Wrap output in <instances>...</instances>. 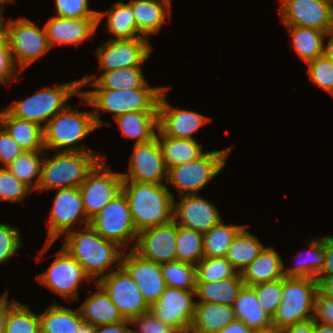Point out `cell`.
<instances>
[{
	"instance_id": "obj_38",
	"label": "cell",
	"mask_w": 333,
	"mask_h": 333,
	"mask_svg": "<svg viewBox=\"0 0 333 333\" xmlns=\"http://www.w3.org/2000/svg\"><path fill=\"white\" fill-rule=\"evenodd\" d=\"M306 245L309 249L306 252L307 255L305 258H302V260L299 259L291 268H286L285 264H283L284 277L312 278L317 280L324 264V237L315 238V240L312 238L309 242L307 241ZM302 253L299 255H302Z\"/></svg>"
},
{
	"instance_id": "obj_13",
	"label": "cell",
	"mask_w": 333,
	"mask_h": 333,
	"mask_svg": "<svg viewBox=\"0 0 333 333\" xmlns=\"http://www.w3.org/2000/svg\"><path fill=\"white\" fill-rule=\"evenodd\" d=\"M55 254L57 256L48 269L36 276V280L66 301L79 299L80 285L84 280L92 283L91 279L66 249L62 247Z\"/></svg>"
},
{
	"instance_id": "obj_22",
	"label": "cell",
	"mask_w": 333,
	"mask_h": 333,
	"mask_svg": "<svg viewBox=\"0 0 333 333\" xmlns=\"http://www.w3.org/2000/svg\"><path fill=\"white\" fill-rule=\"evenodd\" d=\"M121 266L129 273L150 307L167 288L161 264L145 260L133 250L123 252Z\"/></svg>"
},
{
	"instance_id": "obj_19",
	"label": "cell",
	"mask_w": 333,
	"mask_h": 333,
	"mask_svg": "<svg viewBox=\"0 0 333 333\" xmlns=\"http://www.w3.org/2000/svg\"><path fill=\"white\" fill-rule=\"evenodd\" d=\"M278 12L284 26H301L328 32L333 4L326 0H280Z\"/></svg>"
},
{
	"instance_id": "obj_54",
	"label": "cell",
	"mask_w": 333,
	"mask_h": 333,
	"mask_svg": "<svg viewBox=\"0 0 333 333\" xmlns=\"http://www.w3.org/2000/svg\"><path fill=\"white\" fill-rule=\"evenodd\" d=\"M319 274H333V235L324 236V264Z\"/></svg>"
},
{
	"instance_id": "obj_45",
	"label": "cell",
	"mask_w": 333,
	"mask_h": 333,
	"mask_svg": "<svg viewBox=\"0 0 333 333\" xmlns=\"http://www.w3.org/2000/svg\"><path fill=\"white\" fill-rule=\"evenodd\" d=\"M31 192L34 191L19 181L7 167H0V201L21 203Z\"/></svg>"
},
{
	"instance_id": "obj_60",
	"label": "cell",
	"mask_w": 333,
	"mask_h": 333,
	"mask_svg": "<svg viewBox=\"0 0 333 333\" xmlns=\"http://www.w3.org/2000/svg\"><path fill=\"white\" fill-rule=\"evenodd\" d=\"M313 333H333V326L320 324L314 321Z\"/></svg>"
},
{
	"instance_id": "obj_10",
	"label": "cell",
	"mask_w": 333,
	"mask_h": 333,
	"mask_svg": "<svg viewBox=\"0 0 333 333\" xmlns=\"http://www.w3.org/2000/svg\"><path fill=\"white\" fill-rule=\"evenodd\" d=\"M53 206L50 209L48 234L44 247L39 252V261L50 246L67 232L76 229V224L84 226L90 224V219L85 214L82 195L79 188H63L56 190Z\"/></svg>"
},
{
	"instance_id": "obj_65",
	"label": "cell",
	"mask_w": 333,
	"mask_h": 333,
	"mask_svg": "<svg viewBox=\"0 0 333 333\" xmlns=\"http://www.w3.org/2000/svg\"><path fill=\"white\" fill-rule=\"evenodd\" d=\"M15 0H0V16H2V13H3V9H2V5L3 4H9V3H14Z\"/></svg>"
},
{
	"instance_id": "obj_25",
	"label": "cell",
	"mask_w": 333,
	"mask_h": 333,
	"mask_svg": "<svg viewBox=\"0 0 333 333\" xmlns=\"http://www.w3.org/2000/svg\"><path fill=\"white\" fill-rule=\"evenodd\" d=\"M172 0H130L138 32L145 38L158 34L167 16L171 18Z\"/></svg>"
},
{
	"instance_id": "obj_52",
	"label": "cell",
	"mask_w": 333,
	"mask_h": 333,
	"mask_svg": "<svg viewBox=\"0 0 333 333\" xmlns=\"http://www.w3.org/2000/svg\"><path fill=\"white\" fill-rule=\"evenodd\" d=\"M24 150L0 125V162L2 167L9 166Z\"/></svg>"
},
{
	"instance_id": "obj_8",
	"label": "cell",
	"mask_w": 333,
	"mask_h": 333,
	"mask_svg": "<svg viewBox=\"0 0 333 333\" xmlns=\"http://www.w3.org/2000/svg\"><path fill=\"white\" fill-rule=\"evenodd\" d=\"M318 281L312 278H282V302L271 318L272 327L284 329L313 319Z\"/></svg>"
},
{
	"instance_id": "obj_41",
	"label": "cell",
	"mask_w": 333,
	"mask_h": 333,
	"mask_svg": "<svg viewBox=\"0 0 333 333\" xmlns=\"http://www.w3.org/2000/svg\"><path fill=\"white\" fill-rule=\"evenodd\" d=\"M203 257V234L178 225L176 260L196 265Z\"/></svg>"
},
{
	"instance_id": "obj_35",
	"label": "cell",
	"mask_w": 333,
	"mask_h": 333,
	"mask_svg": "<svg viewBox=\"0 0 333 333\" xmlns=\"http://www.w3.org/2000/svg\"><path fill=\"white\" fill-rule=\"evenodd\" d=\"M243 286L244 282L240 273L236 277L217 282H197L195 297L200 300L196 302L233 306Z\"/></svg>"
},
{
	"instance_id": "obj_15",
	"label": "cell",
	"mask_w": 333,
	"mask_h": 333,
	"mask_svg": "<svg viewBox=\"0 0 333 333\" xmlns=\"http://www.w3.org/2000/svg\"><path fill=\"white\" fill-rule=\"evenodd\" d=\"M97 284L109 295L124 319L129 320L149 312L140 289L122 266L101 278Z\"/></svg>"
},
{
	"instance_id": "obj_36",
	"label": "cell",
	"mask_w": 333,
	"mask_h": 333,
	"mask_svg": "<svg viewBox=\"0 0 333 333\" xmlns=\"http://www.w3.org/2000/svg\"><path fill=\"white\" fill-rule=\"evenodd\" d=\"M292 38V46L303 62L315 60L324 55V44L327 33L314 28L285 26Z\"/></svg>"
},
{
	"instance_id": "obj_66",
	"label": "cell",
	"mask_w": 333,
	"mask_h": 333,
	"mask_svg": "<svg viewBox=\"0 0 333 333\" xmlns=\"http://www.w3.org/2000/svg\"><path fill=\"white\" fill-rule=\"evenodd\" d=\"M3 31V26H2V23H1V20H0V33Z\"/></svg>"
},
{
	"instance_id": "obj_9",
	"label": "cell",
	"mask_w": 333,
	"mask_h": 333,
	"mask_svg": "<svg viewBox=\"0 0 333 333\" xmlns=\"http://www.w3.org/2000/svg\"><path fill=\"white\" fill-rule=\"evenodd\" d=\"M0 20L14 64L16 67L20 66V71L51 50L45 28L41 29L31 19H8L6 24L2 15Z\"/></svg>"
},
{
	"instance_id": "obj_48",
	"label": "cell",
	"mask_w": 333,
	"mask_h": 333,
	"mask_svg": "<svg viewBox=\"0 0 333 333\" xmlns=\"http://www.w3.org/2000/svg\"><path fill=\"white\" fill-rule=\"evenodd\" d=\"M20 231L13 225L0 223V264H6L24 246Z\"/></svg>"
},
{
	"instance_id": "obj_61",
	"label": "cell",
	"mask_w": 333,
	"mask_h": 333,
	"mask_svg": "<svg viewBox=\"0 0 333 333\" xmlns=\"http://www.w3.org/2000/svg\"><path fill=\"white\" fill-rule=\"evenodd\" d=\"M326 39H328L327 44H324L326 46H324V55L331 59L333 61V39L332 38H328V35L326 36Z\"/></svg>"
},
{
	"instance_id": "obj_12",
	"label": "cell",
	"mask_w": 333,
	"mask_h": 333,
	"mask_svg": "<svg viewBox=\"0 0 333 333\" xmlns=\"http://www.w3.org/2000/svg\"><path fill=\"white\" fill-rule=\"evenodd\" d=\"M105 161V157L102 158L79 187L85 214L89 219L122 192L121 172H113Z\"/></svg>"
},
{
	"instance_id": "obj_56",
	"label": "cell",
	"mask_w": 333,
	"mask_h": 333,
	"mask_svg": "<svg viewBox=\"0 0 333 333\" xmlns=\"http://www.w3.org/2000/svg\"><path fill=\"white\" fill-rule=\"evenodd\" d=\"M318 291L325 297L333 298V274H319Z\"/></svg>"
},
{
	"instance_id": "obj_1",
	"label": "cell",
	"mask_w": 333,
	"mask_h": 333,
	"mask_svg": "<svg viewBox=\"0 0 333 333\" xmlns=\"http://www.w3.org/2000/svg\"><path fill=\"white\" fill-rule=\"evenodd\" d=\"M64 237L62 247L81 265L91 281L97 283L121 266L124 250L115 242L105 240L90 224L71 230Z\"/></svg>"
},
{
	"instance_id": "obj_29",
	"label": "cell",
	"mask_w": 333,
	"mask_h": 333,
	"mask_svg": "<svg viewBox=\"0 0 333 333\" xmlns=\"http://www.w3.org/2000/svg\"><path fill=\"white\" fill-rule=\"evenodd\" d=\"M0 125L24 151L45 150L43 127L39 124L14 118L4 109L0 110Z\"/></svg>"
},
{
	"instance_id": "obj_64",
	"label": "cell",
	"mask_w": 333,
	"mask_h": 333,
	"mask_svg": "<svg viewBox=\"0 0 333 333\" xmlns=\"http://www.w3.org/2000/svg\"><path fill=\"white\" fill-rule=\"evenodd\" d=\"M327 35H328V37L333 39V13H332V16H331L330 27H329V30L327 32Z\"/></svg>"
},
{
	"instance_id": "obj_6",
	"label": "cell",
	"mask_w": 333,
	"mask_h": 333,
	"mask_svg": "<svg viewBox=\"0 0 333 333\" xmlns=\"http://www.w3.org/2000/svg\"><path fill=\"white\" fill-rule=\"evenodd\" d=\"M81 94V79L54 87H44L25 99L14 100L5 110L14 118L31 121L44 127L57 113L64 110L67 101Z\"/></svg>"
},
{
	"instance_id": "obj_34",
	"label": "cell",
	"mask_w": 333,
	"mask_h": 333,
	"mask_svg": "<svg viewBox=\"0 0 333 333\" xmlns=\"http://www.w3.org/2000/svg\"><path fill=\"white\" fill-rule=\"evenodd\" d=\"M83 322L79 308H67L54 300L39 315L40 333H75Z\"/></svg>"
},
{
	"instance_id": "obj_49",
	"label": "cell",
	"mask_w": 333,
	"mask_h": 333,
	"mask_svg": "<svg viewBox=\"0 0 333 333\" xmlns=\"http://www.w3.org/2000/svg\"><path fill=\"white\" fill-rule=\"evenodd\" d=\"M55 16L65 18H97V12L90 9L89 0H54Z\"/></svg>"
},
{
	"instance_id": "obj_4",
	"label": "cell",
	"mask_w": 333,
	"mask_h": 333,
	"mask_svg": "<svg viewBox=\"0 0 333 333\" xmlns=\"http://www.w3.org/2000/svg\"><path fill=\"white\" fill-rule=\"evenodd\" d=\"M46 150L37 191L79 188L88 173L104 157L99 152L57 151L47 158Z\"/></svg>"
},
{
	"instance_id": "obj_32",
	"label": "cell",
	"mask_w": 333,
	"mask_h": 333,
	"mask_svg": "<svg viewBox=\"0 0 333 333\" xmlns=\"http://www.w3.org/2000/svg\"><path fill=\"white\" fill-rule=\"evenodd\" d=\"M233 310L236 319L243 321L252 331L272 327L271 317L261 308L255 290L250 286L242 287L233 303Z\"/></svg>"
},
{
	"instance_id": "obj_23",
	"label": "cell",
	"mask_w": 333,
	"mask_h": 333,
	"mask_svg": "<svg viewBox=\"0 0 333 333\" xmlns=\"http://www.w3.org/2000/svg\"><path fill=\"white\" fill-rule=\"evenodd\" d=\"M97 27L98 18H65L60 16H52L44 25L51 49L55 45L78 47L94 36Z\"/></svg>"
},
{
	"instance_id": "obj_21",
	"label": "cell",
	"mask_w": 333,
	"mask_h": 333,
	"mask_svg": "<svg viewBox=\"0 0 333 333\" xmlns=\"http://www.w3.org/2000/svg\"><path fill=\"white\" fill-rule=\"evenodd\" d=\"M177 218L180 220L177 221ZM173 219L177 225L204 234L217 225L222 217L213 202L193 194L180 196L177 202L173 199Z\"/></svg>"
},
{
	"instance_id": "obj_50",
	"label": "cell",
	"mask_w": 333,
	"mask_h": 333,
	"mask_svg": "<svg viewBox=\"0 0 333 333\" xmlns=\"http://www.w3.org/2000/svg\"><path fill=\"white\" fill-rule=\"evenodd\" d=\"M14 64L9 48L7 35L4 31L0 33V85H9L11 81H17L19 72Z\"/></svg>"
},
{
	"instance_id": "obj_14",
	"label": "cell",
	"mask_w": 333,
	"mask_h": 333,
	"mask_svg": "<svg viewBox=\"0 0 333 333\" xmlns=\"http://www.w3.org/2000/svg\"><path fill=\"white\" fill-rule=\"evenodd\" d=\"M153 49L150 38L108 39L95 50L99 71L142 67Z\"/></svg>"
},
{
	"instance_id": "obj_39",
	"label": "cell",
	"mask_w": 333,
	"mask_h": 333,
	"mask_svg": "<svg viewBox=\"0 0 333 333\" xmlns=\"http://www.w3.org/2000/svg\"><path fill=\"white\" fill-rule=\"evenodd\" d=\"M45 150L24 151L7 169L21 182L36 191L41 178ZM42 157V158H41Z\"/></svg>"
},
{
	"instance_id": "obj_42",
	"label": "cell",
	"mask_w": 333,
	"mask_h": 333,
	"mask_svg": "<svg viewBox=\"0 0 333 333\" xmlns=\"http://www.w3.org/2000/svg\"><path fill=\"white\" fill-rule=\"evenodd\" d=\"M161 269L167 287L196 291V265L175 260L161 264Z\"/></svg>"
},
{
	"instance_id": "obj_58",
	"label": "cell",
	"mask_w": 333,
	"mask_h": 333,
	"mask_svg": "<svg viewBox=\"0 0 333 333\" xmlns=\"http://www.w3.org/2000/svg\"><path fill=\"white\" fill-rule=\"evenodd\" d=\"M313 319L296 323L282 329V333H313Z\"/></svg>"
},
{
	"instance_id": "obj_20",
	"label": "cell",
	"mask_w": 333,
	"mask_h": 333,
	"mask_svg": "<svg viewBox=\"0 0 333 333\" xmlns=\"http://www.w3.org/2000/svg\"><path fill=\"white\" fill-rule=\"evenodd\" d=\"M172 87L167 86L158 101V130L163 136L192 139L204 124L211 119L198 112L172 107L166 100V94Z\"/></svg>"
},
{
	"instance_id": "obj_16",
	"label": "cell",
	"mask_w": 333,
	"mask_h": 333,
	"mask_svg": "<svg viewBox=\"0 0 333 333\" xmlns=\"http://www.w3.org/2000/svg\"><path fill=\"white\" fill-rule=\"evenodd\" d=\"M127 171L121 172L123 180L153 184L167 182L168 168L157 137L146 143L134 144Z\"/></svg>"
},
{
	"instance_id": "obj_31",
	"label": "cell",
	"mask_w": 333,
	"mask_h": 333,
	"mask_svg": "<svg viewBox=\"0 0 333 333\" xmlns=\"http://www.w3.org/2000/svg\"><path fill=\"white\" fill-rule=\"evenodd\" d=\"M107 17L106 28L112 34L111 39L145 38L137 30L132 6L127 2H115L111 9L97 12L98 26Z\"/></svg>"
},
{
	"instance_id": "obj_7",
	"label": "cell",
	"mask_w": 333,
	"mask_h": 333,
	"mask_svg": "<svg viewBox=\"0 0 333 333\" xmlns=\"http://www.w3.org/2000/svg\"><path fill=\"white\" fill-rule=\"evenodd\" d=\"M232 147L206 151L194 161L168 168L166 185L174 187L179 197L198 194L224 169Z\"/></svg>"
},
{
	"instance_id": "obj_63",
	"label": "cell",
	"mask_w": 333,
	"mask_h": 333,
	"mask_svg": "<svg viewBox=\"0 0 333 333\" xmlns=\"http://www.w3.org/2000/svg\"><path fill=\"white\" fill-rule=\"evenodd\" d=\"M253 333H282V330L277 329L275 327H271V328L264 329V330L253 331Z\"/></svg>"
},
{
	"instance_id": "obj_3",
	"label": "cell",
	"mask_w": 333,
	"mask_h": 333,
	"mask_svg": "<svg viewBox=\"0 0 333 333\" xmlns=\"http://www.w3.org/2000/svg\"><path fill=\"white\" fill-rule=\"evenodd\" d=\"M126 196L137 232L173 219V199L166 184L140 183L123 180Z\"/></svg>"
},
{
	"instance_id": "obj_43",
	"label": "cell",
	"mask_w": 333,
	"mask_h": 333,
	"mask_svg": "<svg viewBox=\"0 0 333 333\" xmlns=\"http://www.w3.org/2000/svg\"><path fill=\"white\" fill-rule=\"evenodd\" d=\"M4 333H40L39 316L28 305L16 301L9 308Z\"/></svg>"
},
{
	"instance_id": "obj_26",
	"label": "cell",
	"mask_w": 333,
	"mask_h": 333,
	"mask_svg": "<svg viewBox=\"0 0 333 333\" xmlns=\"http://www.w3.org/2000/svg\"><path fill=\"white\" fill-rule=\"evenodd\" d=\"M283 259L273 247L266 246L259 255L241 272L244 286H254L284 277Z\"/></svg>"
},
{
	"instance_id": "obj_40",
	"label": "cell",
	"mask_w": 333,
	"mask_h": 333,
	"mask_svg": "<svg viewBox=\"0 0 333 333\" xmlns=\"http://www.w3.org/2000/svg\"><path fill=\"white\" fill-rule=\"evenodd\" d=\"M245 225L225 224L223 219L203 234L204 257H225L234 237Z\"/></svg>"
},
{
	"instance_id": "obj_2",
	"label": "cell",
	"mask_w": 333,
	"mask_h": 333,
	"mask_svg": "<svg viewBox=\"0 0 333 333\" xmlns=\"http://www.w3.org/2000/svg\"><path fill=\"white\" fill-rule=\"evenodd\" d=\"M166 86L150 87L148 82L140 89L130 90H81V103L94 107L93 115L98 128L108 125L100 118L101 112L113 117L132 112H158L160 95Z\"/></svg>"
},
{
	"instance_id": "obj_28",
	"label": "cell",
	"mask_w": 333,
	"mask_h": 333,
	"mask_svg": "<svg viewBox=\"0 0 333 333\" xmlns=\"http://www.w3.org/2000/svg\"><path fill=\"white\" fill-rule=\"evenodd\" d=\"M95 284L98 290L86 297L78 307L83 321L95 327L123 321V316L109 295L99 284Z\"/></svg>"
},
{
	"instance_id": "obj_5",
	"label": "cell",
	"mask_w": 333,
	"mask_h": 333,
	"mask_svg": "<svg viewBox=\"0 0 333 333\" xmlns=\"http://www.w3.org/2000/svg\"><path fill=\"white\" fill-rule=\"evenodd\" d=\"M97 129L92 111L74 110L68 105L43 127L44 148L46 151L95 152L78 143Z\"/></svg>"
},
{
	"instance_id": "obj_59",
	"label": "cell",
	"mask_w": 333,
	"mask_h": 333,
	"mask_svg": "<svg viewBox=\"0 0 333 333\" xmlns=\"http://www.w3.org/2000/svg\"><path fill=\"white\" fill-rule=\"evenodd\" d=\"M218 333H253V331L241 320H235Z\"/></svg>"
},
{
	"instance_id": "obj_55",
	"label": "cell",
	"mask_w": 333,
	"mask_h": 333,
	"mask_svg": "<svg viewBox=\"0 0 333 333\" xmlns=\"http://www.w3.org/2000/svg\"><path fill=\"white\" fill-rule=\"evenodd\" d=\"M129 320L124 319L118 323L107 324L98 326L95 329V333H130Z\"/></svg>"
},
{
	"instance_id": "obj_24",
	"label": "cell",
	"mask_w": 333,
	"mask_h": 333,
	"mask_svg": "<svg viewBox=\"0 0 333 333\" xmlns=\"http://www.w3.org/2000/svg\"><path fill=\"white\" fill-rule=\"evenodd\" d=\"M100 73V76L88 74L80 78L81 88L90 85L95 88L91 90H134L142 88L148 82L142 67L119 68Z\"/></svg>"
},
{
	"instance_id": "obj_17",
	"label": "cell",
	"mask_w": 333,
	"mask_h": 333,
	"mask_svg": "<svg viewBox=\"0 0 333 333\" xmlns=\"http://www.w3.org/2000/svg\"><path fill=\"white\" fill-rule=\"evenodd\" d=\"M195 291L167 287L149 311L160 321L176 328L180 333H189L194 317Z\"/></svg>"
},
{
	"instance_id": "obj_62",
	"label": "cell",
	"mask_w": 333,
	"mask_h": 333,
	"mask_svg": "<svg viewBox=\"0 0 333 333\" xmlns=\"http://www.w3.org/2000/svg\"><path fill=\"white\" fill-rule=\"evenodd\" d=\"M96 327L83 322L78 329H76L75 333H95Z\"/></svg>"
},
{
	"instance_id": "obj_51",
	"label": "cell",
	"mask_w": 333,
	"mask_h": 333,
	"mask_svg": "<svg viewBox=\"0 0 333 333\" xmlns=\"http://www.w3.org/2000/svg\"><path fill=\"white\" fill-rule=\"evenodd\" d=\"M130 333H180L176 328L158 320L150 311L129 319Z\"/></svg>"
},
{
	"instance_id": "obj_27",
	"label": "cell",
	"mask_w": 333,
	"mask_h": 333,
	"mask_svg": "<svg viewBox=\"0 0 333 333\" xmlns=\"http://www.w3.org/2000/svg\"><path fill=\"white\" fill-rule=\"evenodd\" d=\"M235 320L233 306L195 302L189 333H218Z\"/></svg>"
},
{
	"instance_id": "obj_44",
	"label": "cell",
	"mask_w": 333,
	"mask_h": 333,
	"mask_svg": "<svg viewBox=\"0 0 333 333\" xmlns=\"http://www.w3.org/2000/svg\"><path fill=\"white\" fill-rule=\"evenodd\" d=\"M238 274L225 257H203L196 264L197 282H217Z\"/></svg>"
},
{
	"instance_id": "obj_18",
	"label": "cell",
	"mask_w": 333,
	"mask_h": 333,
	"mask_svg": "<svg viewBox=\"0 0 333 333\" xmlns=\"http://www.w3.org/2000/svg\"><path fill=\"white\" fill-rule=\"evenodd\" d=\"M178 225L171 221L138 232L133 251L141 258L158 264L176 260Z\"/></svg>"
},
{
	"instance_id": "obj_30",
	"label": "cell",
	"mask_w": 333,
	"mask_h": 333,
	"mask_svg": "<svg viewBox=\"0 0 333 333\" xmlns=\"http://www.w3.org/2000/svg\"><path fill=\"white\" fill-rule=\"evenodd\" d=\"M122 135L136 139V144L146 143L156 137L158 112L132 111L114 118Z\"/></svg>"
},
{
	"instance_id": "obj_33",
	"label": "cell",
	"mask_w": 333,
	"mask_h": 333,
	"mask_svg": "<svg viewBox=\"0 0 333 333\" xmlns=\"http://www.w3.org/2000/svg\"><path fill=\"white\" fill-rule=\"evenodd\" d=\"M156 137L167 168L194 161L205 153L196 139L171 138L159 131Z\"/></svg>"
},
{
	"instance_id": "obj_47",
	"label": "cell",
	"mask_w": 333,
	"mask_h": 333,
	"mask_svg": "<svg viewBox=\"0 0 333 333\" xmlns=\"http://www.w3.org/2000/svg\"><path fill=\"white\" fill-rule=\"evenodd\" d=\"M261 308L272 318L282 302V278L252 286Z\"/></svg>"
},
{
	"instance_id": "obj_53",
	"label": "cell",
	"mask_w": 333,
	"mask_h": 333,
	"mask_svg": "<svg viewBox=\"0 0 333 333\" xmlns=\"http://www.w3.org/2000/svg\"><path fill=\"white\" fill-rule=\"evenodd\" d=\"M313 321L333 326V298L325 297L319 291L314 304Z\"/></svg>"
},
{
	"instance_id": "obj_57",
	"label": "cell",
	"mask_w": 333,
	"mask_h": 333,
	"mask_svg": "<svg viewBox=\"0 0 333 333\" xmlns=\"http://www.w3.org/2000/svg\"><path fill=\"white\" fill-rule=\"evenodd\" d=\"M8 292L9 291L6 290V292L0 296V333H4L9 308L16 302L15 300H8Z\"/></svg>"
},
{
	"instance_id": "obj_37",
	"label": "cell",
	"mask_w": 333,
	"mask_h": 333,
	"mask_svg": "<svg viewBox=\"0 0 333 333\" xmlns=\"http://www.w3.org/2000/svg\"><path fill=\"white\" fill-rule=\"evenodd\" d=\"M247 228V225H245L237 233L225 256L240 274L264 248L263 243L254 234L250 233Z\"/></svg>"
},
{
	"instance_id": "obj_11",
	"label": "cell",
	"mask_w": 333,
	"mask_h": 333,
	"mask_svg": "<svg viewBox=\"0 0 333 333\" xmlns=\"http://www.w3.org/2000/svg\"><path fill=\"white\" fill-rule=\"evenodd\" d=\"M90 226L105 240L115 242L123 250H129V247L133 250L138 232L132 219L128 200L123 192L90 219Z\"/></svg>"
},
{
	"instance_id": "obj_46",
	"label": "cell",
	"mask_w": 333,
	"mask_h": 333,
	"mask_svg": "<svg viewBox=\"0 0 333 333\" xmlns=\"http://www.w3.org/2000/svg\"><path fill=\"white\" fill-rule=\"evenodd\" d=\"M306 64L310 80L318 88L333 96V61L322 55Z\"/></svg>"
}]
</instances>
